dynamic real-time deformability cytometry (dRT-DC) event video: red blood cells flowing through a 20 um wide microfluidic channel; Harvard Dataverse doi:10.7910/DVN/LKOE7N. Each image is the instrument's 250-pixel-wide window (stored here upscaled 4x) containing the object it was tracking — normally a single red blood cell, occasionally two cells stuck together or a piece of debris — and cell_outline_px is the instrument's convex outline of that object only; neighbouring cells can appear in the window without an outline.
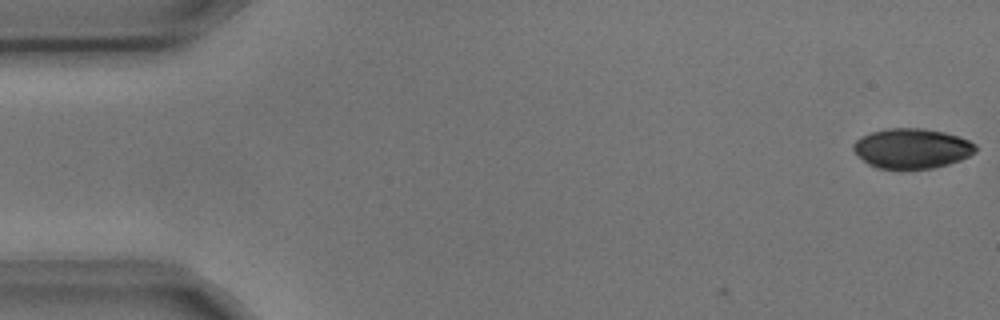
{"species": "common noctule bat (a hibernating species)", "species_latin": "Nyctalus noctula", "temperature_condition": "cold", "stored_images_in_passage": 4, "camera_frame_rate_fps": 3000, "um_per_image_px": 0.085, "animal": {"sex": "male", "body_mass_g": 17.9, "forearm_length_mm": 54.2}, "frame": {"image": 1, "passage_image": 1, "time_ms": 0.0, "image_size_px": [1000, 320], "cell_outline_px": [[976, 152], [960, 160], [948, 164], [932, 168], [876, 168], [868, 164], [852, 148], [852, 144], [860, 136], [872, 132], [888, 128], [924, 128], [944, 132], [968, 140], [976, 144]], "centroid_in_image_um": [77.5, 12.6], "position_along_channel_um": 7.5, "area_um2": 28.26}}
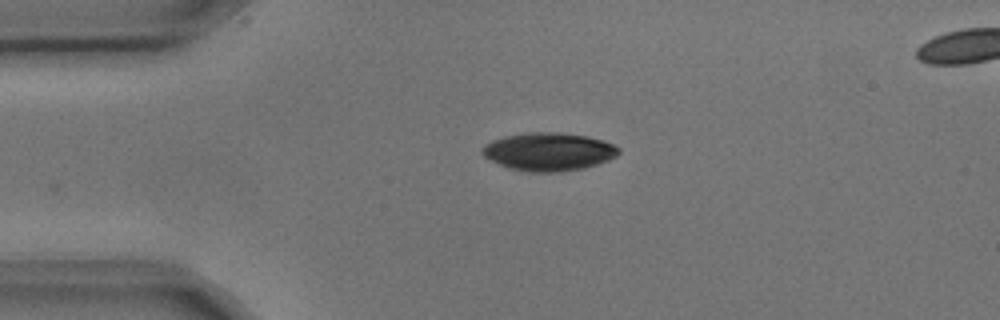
{"frame": {"image": 2, "passage_image": 4, "time_ms": 1.0, "image_size_px": [1000, 320], "cell_outline_px": [[620, 152], [616, 156], [608, 160], [584, 168], [560, 172], [528, 172], [508, 168], [484, 156], [480, 152], [484, 144], [492, 140], [504, 136], [524, 132], [560, 132], [588, 136], [604, 140], [620, 148]], "centroid_in_image_um": [46.63, 12.88], "position_along_channel_um": 38.4, "area_um2": 30.52}}